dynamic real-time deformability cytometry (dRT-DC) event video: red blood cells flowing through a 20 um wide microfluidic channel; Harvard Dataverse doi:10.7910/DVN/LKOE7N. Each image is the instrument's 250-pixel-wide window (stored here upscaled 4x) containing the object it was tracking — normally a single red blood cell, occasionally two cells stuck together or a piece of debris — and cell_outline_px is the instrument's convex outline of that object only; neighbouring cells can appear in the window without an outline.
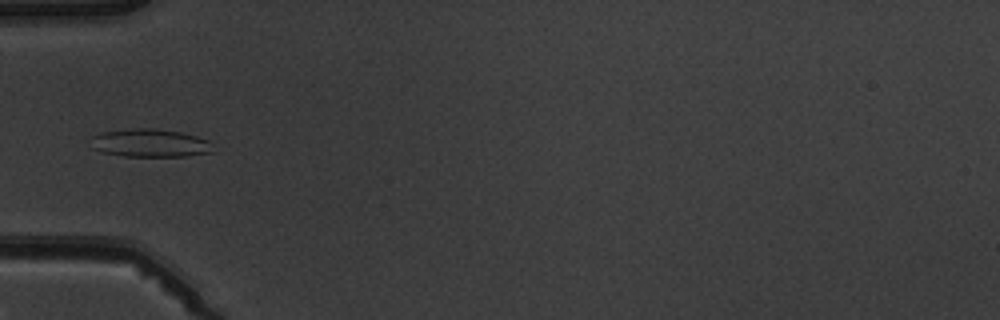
{"species": "common noctule bat (a hibernating species)", "species_latin": "Nyctalus noctula", "temperature_condition": "warm", "stored_images_in_passage": 6, "camera_frame_rate_fps": 3000, "um_per_image_px": 0.085, "animal": {"sex": "male", "body_mass_g": 19.5, "forearm_length_mm": 54.6}, "frame": {"image": 1, "passage_image": 6, "time_ms": 6.0, "image_size_px": [1000, 320], "cell_outline_px": [[212, 152], [184, 156], [124, 156], [100, 152], [92, 148], [92, 136], [100, 132], [132, 128], [156, 128], [180, 132], [196, 136], [208, 140]], "centroid_in_image_um": [12.69, 12.15], "position_along_channel_um": 72.3, "area_um2": 19.94}}